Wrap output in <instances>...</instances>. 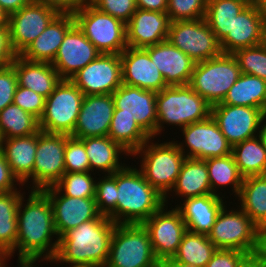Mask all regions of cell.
Masks as SVG:
<instances>
[{
    "mask_svg": "<svg viewBox=\"0 0 266 267\" xmlns=\"http://www.w3.org/2000/svg\"><path fill=\"white\" fill-rule=\"evenodd\" d=\"M233 56L242 74H251L266 80V49L262 44L239 49Z\"/></svg>",
    "mask_w": 266,
    "mask_h": 267,
    "instance_id": "7bdbcfd3",
    "label": "cell"
},
{
    "mask_svg": "<svg viewBox=\"0 0 266 267\" xmlns=\"http://www.w3.org/2000/svg\"><path fill=\"white\" fill-rule=\"evenodd\" d=\"M237 197L252 221L260 229L266 227V175L245 177Z\"/></svg>",
    "mask_w": 266,
    "mask_h": 267,
    "instance_id": "d6a6232c",
    "label": "cell"
},
{
    "mask_svg": "<svg viewBox=\"0 0 266 267\" xmlns=\"http://www.w3.org/2000/svg\"><path fill=\"white\" fill-rule=\"evenodd\" d=\"M205 161L212 194L221 196L222 193L217 191L223 186L228 187L229 185L230 188L232 187V194L237 198L244 177L240 174L233 155L229 154L222 157L209 158Z\"/></svg>",
    "mask_w": 266,
    "mask_h": 267,
    "instance_id": "d590c367",
    "label": "cell"
},
{
    "mask_svg": "<svg viewBox=\"0 0 266 267\" xmlns=\"http://www.w3.org/2000/svg\"><path fill=\"white\" fill-rule=\"evenodd\" d=\"M162 267H193V266L182 265V264H162Z\"/></svg>",
    "mask_w": 266,
    "mask_h": 267,
    "instance_id": "03108f58",
    "label": "cell"
},
{
    "mask_svg": "<svg viewBox=\"0 0 266 267\" xmlns=\"http://www.w3.org/2000/svg\"><path fill=\"white\" fill-rule=\"evenodd\" d=\"M91 173L90 171L64 173L54 187L65 196L95 198L96 177L94 178Z\"/></svg>",
    "mask_w": 266,
    "mask_h": 267,
    "instance_id": "b9f144b4",
    "label": "cell"
},
{
    "mask_svg": "<svg viewBox=\"0 0 266 267\" xmlns=\"http://www.w3.org/2000/svg\"><path fill=\"white\" fill-rule=\"evenodd\" d=\"M0 26L8 25V14L0 6Z\"/></svg>",
    "mask_w": 266,
    "mask_h": 267,
    "instance_id": "be15d7a7",
    "label": "cell"
},
{
    "mask_svg": "<svg viewBox=\"0 0 266 267\" xmlns=\"http://www.w3.org/2000/svg\"><path fill=\"white\" fill-rule=\"evenodd\" d=\"M208 0H168L166 13L171 22L205 17Z\"/></svg>",
    "mask_w": 266,
    "mask_h": 267,
    "instance_id": "ee69618b",
    "label": "cell"
},
{
    "mask_svg": "<svg viewBox=\"0 0 266 267\" xmlns=\"http://www.w3.org/2000/svg\"><path fill=\"white\" fill-rule=\"evenodd\" d=\"M39 3L51 6L57 9L60 13H74L83 4L88 2L87 0H35Z\"/></svg>",
    "mask_w": 266,
    "mask_h": 267,
    "instance_id": "f5cc1de1",
    "label": "cell"
},
{
    "mask_svg": "<svg viewBox=\"0 0 266 267\" xmlns=\"http://www.w3.org/2000/svg\"><path fill=\"white\" fill-rule=\"evenodd\" d=\"M46 98L37 94L33 90L17 85L13 104L19 106L24 111L32 114L38 120L42 117L45 109Z\"/></svg>",
    "mask_w": 266,
    "mask_h": 267,
    "instance_id": "7dc6e473",
    "label": "cell"
},
{
    "mask_svg": "<svg viewBox=\"0 0 266 267\" xmlns=\"http://www.w3.org/2000/svg\"><path fill=\"white\" fill-rule=\"evenodd\" d=\"M84 94H112L122 83L119 54H101L70 79Z\"/></svg>",
    "mask_w": 266,
    "mask_h": 267,
    "instance_id": "e0dca14e",
    "label": "cell"
},
{
    "mask_svg": "<svg viewBox=\"0 0 266 267\" xmlns=\"http://www.w3.org/2000/svg\"><path fill=\"white\" fill-rule=\"evenodd\" d=\"M64 164L65 173L90 171L89 158L81 139L68 135L64 151Z\"/></svg>",
    "mask_w": 266,
    "mask_h": 267,
    "instance_id": "f6af8a7d",
    "label": "cell"
},
{
    "mask_svg": "<svg viewBox=\"0 0 266 267\" xmlns=\"http://www.w3.org/2000/svg\"><path fill=\"white\" fill-rule=\"evenodd\" d=\"M254 6L260 14L266 19V0H255Z\"/></svg>",
    "mask_w": 266,
    "mask_h": 267,
    "instance_id": "94428289",
    "label": "cell"
},
{
    "mask_svg": "<svg viewBox=\"0 0 266 267\" xmlns=\"http://www.w3.org/2000/svg\"><path fill=\"white\" fill-rule=\"evenodd\" d=\"M68 135L38 131L33 167V190L54 186L65 173L64 151Z\"/></svg>",
    "mask_w": 266,
    "mask_h": 267,
    "instance_id": "5bb4252c",
    "label": "cell"
},
{
    "mask_svg": "<svg viewBox=\"0 0 266 267\" xmlns=\"http://www.w3.org/2000/svg\"><path fill=\"white\" fill-rule=\"evenodd\" d=\"M171 192L181 200L212 194L206 161L186 158L169 196Z\"/></svg>",
    "mask_w": 266,
    "mask_h": 267,
    "instance_id": "4dcf8cb0",
    "label": "cell"
},
{
    "mask_svg": "<svg viewBox=\"0 0 266 267\" xmlns=\"http://www.w3.org/2000/svg\"><path fill=\"white\" fill-rule=\"evenodd\" d=\"M96 180L95 202L100 215L117 224V171ZM98 181V182H97Z\"/></svg>",
    "mask_w": 266,
    "mask_h": 267,
    "instance_id": "60d3db41",
    "label": "cell"
},
{
    "mask_svg": "<svg viewBox=\"0 0 266 267\" xmlns=\"http://www.w3.org/2000/svg\"><path fill=\"white\" fill-rule=\"evenodd\" d=\"M262 45L266 49V19L264 20V24H263Z\"/></svg>",
    "mask_w": 266,
    "mask_h": 267,
    "instance_id": "e7e4bbea",
    "label": "cell"
},
{
    "mask_svg": "<svg viewBox=\"0 0 266 267\" xmlns=\"http://www.w3.org/2000/svg\"><path fill=\"white\" fill-rule=\"evenodd\" d=\"M237 1H240L246 5H254L255 3V0H237Z\"/></svg>",
    "mask_w": 266,
    "mask_h": 267,
    "instance_id": "003e7915",
    "label": "cell"
},
{
    "mask_svg": "<svg viewBox=\"0 0 266 267\" xmlns=\"http://www.w3.org/2000/svg\"><path fill=\"white\" fill-rule=\"evenodd\" d=\"M47 261V262H52L53 264V259L51 258H47V257H40V256H18V267H37V265H34L36 264V261H39V262H43V261ZM7 260L5 261L3 267H6L7 266Z\"/></svg>",
    "mask_w": 266,
    "mask_h": 267,
    "instance_id": "9f6ffc18",
    "label": "cell"
},
{
    "mask_svg": "<svg viewBox=\"0 0 266 267\" xmlns=\"http://www.w3.org/2000/svg\"><path fill=\"white\" fill-rule=\"evenodd\" d=\"M120 58L123 84L155 92L168 86L144 48L127 47Z\"/></svg>",
    "mask_w": 266,
    "mask_h": 267,
    "instance_id": "7402d4cb",
    "label": "cell"
},
{
    "mask_svg": "<svg viewBox=\"0 0 266 267\" xmlns=\"http://www.w3.org/2000/svg\"><path fill=\"white\" fill-rule=\"evenodd\" d=\"M240 267H266L264 262L257 256H249Z\"/></svg>",
    "mask_w": 266,
    "mask_h": 267,
    "instance_id": "680465c9",
    "label": "cell"
},
{
    "mask_svg": "<svg viewBox=\"0 0 266 267\" xmlns=\"http://www.w3.org/2000/svg\"><path fill=\"white\" fill-rule=\"evenodd\" d=\"M75 23L101 54H121L127 47L126 24L90 2L73 13Z\"/></svg>",
    "mask_w": 266,
    "mask_h": 267,
    "instance_id": "9c48e42d",
    "label": "cell"
},
{
    "mask_svg": "<svg viewBox=\"0 0 266 267\" xmlns=\"http://www.w3.org/2000/svg\"><path fill=\"white\" fill-rule=\"evenodd\" d=\"M211 116L234 146L259 134L266 113L254 107L216 104L211 106Z\"/></svg>",
    "mask_w": 266,
    "mask_h": 267,
    "instance_id": "2e32d148",
    "label": "cell"
},
{
    "mask_svg": "<svg viewBox=\"0 0 266 267\" xmlns=\"http://www.w3.org/2000/svg\"><path fill=\"white\" fill-rule=\"evenodd\" d=\"M217 247L209 240L207 234L187 230L176 254L163 264H182L193 267H206Z\"/></svg>",
    "mask_w": 266,
    "mask_h": 267,
    "instance_id": "1f68e13d",
    "label": "cell"
},
{
    "mask_svg": "<svg viewBox=\"0 0 266 267\" xmlns=\"http://www.w3.org/2000/svg\"><path fill=\"white\" fill-rule=\"evenodd\" d=\"M180 130L182 137L184 136V142L183 140L179 143L175 142L186 158L206 160L232 154V145L212 116L189 124Z\"/></svg>",
    "mask_w": 266,
    "mask_h": 267,
    "instance_id": "7c38bea8",
    "label": "cell"
},
{
    "mask_svg": "<svg viewBox=\"0 0 266 267\" xmlns=\"http://www.w3.org/2000/svg\"><path fill=\"white\" fill-rule=\"evenodd\" d=\"M170 208L171 210L164 204L143 223L149 233L155 256L161 264L173 258L187 231L179 210L176 207Z\"/></svg>",
    "mask_w": 266,
    "mask_h": 267,
    "instance_id": "4fadbf2b",
    "label": "cell"
},
{
    "mask_svg": "<svg viewBox=\"0 0 266 267\" xmlns=\"http://www.w3.org/2000/svg\"><path fill=\"white\" fill-rule=\"evenodd\" d=\"M258 136L262 141L263 147L266 149V116L264 118L263 125L259 131Z\"/></svg>",
    "mask_w": 266,
    "mask_h": 267,
    "instance_id": "6125c7cd",
    "label": "cell"
},
{
    "mask_svg": "<svg viewBox=\"0 0 266 267\" xmlns=\"http://www.w3.org/2000/svg\"><path fill=\"white\" fill-rule=\"evenodd\" d=\"M170 23L167 13L137 8L126 24L128 47L145 48L167 40Z\"/></svg>",
    "mask_w": 266,
    "mask_h": 267,
    "instance_id": "cb8c5ba5",
    "label": "cell"
},
{
    "mask_svg": "<svg viewBox=\"0 0 266 267\" xmlns=\"http://www.w3.org/2000/svg\"><path fill=\"white\" fill-rule=\"evenodd\" d=\"M32 1L33 0H0V6L9 15Z\"/></svg>",
    "mask_w": 266,
    "mask_h": 267,
    "instance_id": "11a10c76",
    "label": "cell"
},
{
    "mask_svg": "<svg viewBox=\"0 0 266 267\" xmlns=\"http://www.w3.org/2000/svg\"><path fill=\"white\" fill-rule=\"evenodd\" d=\"M108 136L120 144L130 155L136 152L150 137L136 123L135 118L128 114H119L114 109Z\"/></svg>",
    "mask_w": 266,
    "mask_h": 267,
    "instance_id": "8d00e7d4",
    "label": "cell"
},
{
    "mask_svg": "<svg viewBox=\"0 0 266 267\" xmlns=\"http://www.w3.org/2000/svg\"><path fill=\"white\" fill-rule=\"evenodd\" d=\"M16 185H19V187L20 185L22 186L18 179L13 175L3 151L0 149V193L18 190Z\"/></svg>",
    "mask_w": 266,
    "mask_h": 267,
    "instance_id": "816d5d0a",
    "label": "cell"
},
{
    "mask_svg": "<svg viewBox=\"0 0 266 267\" xmlns=\"http://www.w3.org/2000/svg\"><path fill=\"white\" fill-rule=\"evenodd\" d=\"M136 6L142 10L166 13L168 0H136Z\"/></svg>",
    "mask_w": 266,
    "mask_h": 267,
    "instance_id": "db71d44e",
    "label": "cell"
},
{
    "mask_svg": "<svg viewBox=\"0 0 266 267\" xmlns=\"http://www.w3.org/2000/svg\"><path fill=\"white\" fill-rule=\"evenodd\" d=\"M12 257V254L9 250L0 247V267H3L6 260H10L9 258Z\"/></svg>",
    "mask_w": 266,
    "mask_h": 267,
    "instance_id": "91938a15",
    "label": "cell"
},
{
    "mask_svg": "<svg viewBox=\"0 0 266 267\" xmlns=\"http://www.w3.org/2000/svg\"><path fill=\"white\" fill-rule=\"evenodd\" d=\"M39 130V120L15 104L0 111V140L28 136Z\"/></svg>",
    "mask_w": 266,
    "mask_h": 267,
    "instance_id": "ab89813d",
    "label": "cell"
},
{
    "mask_svg": "<svg viewBox=\"0 0 266 267\" xmlns=\"http://www.w3.org/2000/svg\"><path fill=\"white\" fill-rule=\"evenodd\" d=\"M117 189V224H143L165 204L136 165L117 171Z\"/></svg>",
    "mask_w": 266,
    "mask_h": 267,
    "instance_id": "3957f363",
    "label": "cell"
},
{
    "mask_svg": "<svg viewBox=\"0 0 266 267\" xmlns=\"http://www.w3.org/2000/svg\"><path fill=\"white\" fill-rule=\"evenodd\" d=\"M42 191L53 207L54 227L58 238L81 223L96 219L100 214L95 198H79L62 195L54 186Z\"/></svg>",
    "mask_w": 266,
    "mask_h": 267,
    "instance_id": "d6986e66",
    "label": "cell"
},
{
    "mask_svg": "<svg viewBox=\"0 0 266 267\" xmlns=\"http://www.w3.org/2000/svg\"><path fill=\"white\" fill-rule=\"evenodd\" d=\"M94 7L127 24L137 10L136 0H90Z\"/></svg>",
    "mask_w": 266,
    "mask_h": 267,
    "instance_id": "bcb514c9",
    "label": "cell"
},
{
    "mask_svg": "<svg viewBox=\"0 0 266 267\" xmlns=\"http://www.w3.org/2000/svg\"><path fill=\"white\" fill-rule=\"evenodd\" d=\"M84 94L69 79H61L46 98L39 119V129L47 133L72 135L82 106Z\"/></svg>",
    "mask_w": 266,
    "mask_h": 267,
    "instance_id": "30bf717a",
    "label": "cell"
},
{
    "mask_svg": "<svg viewBox=\"0 0 266 267\" xmlns=\"http://www.w3.org/2000/svg\"><path fill=\"white\" fill-rule=\"evenodd\" d=\"M247 5L237 0H208L205 21L221 42L232 30L234 18Z\"/></svg>",
    "mask_w": 266,
    "mask_h": 267,
    "instance_id": "74e56055",
    "label": "cell"
},
{
    "mask_svg": "<svg viewBox=\"0 0 266 267\" xmlns=\"http://www.w3.org/2000/svg\"><path fill=\"white\" fill-rule=\"evenodd\" d=\"M30 191L27 202L24 195L19 200L17 211V255L53 259L57 252L59 238L54 227L52 204L42 190ZM54 236L56 240L53 242Z\"/></svg>",
    "mask_w": 266,
    "mask_h": 267,
    "instance_id": "6da1fadb",
    "label": "cell"
},
{
    "mask_svg": "<svg viewBox=\"0 0 266 267\" xmlns=\"http://www.w3.org/2000/svg\"><path fill=\"white\" fill-rule=\"evenodd\" d=\"M257 256L266 265V227L260 229L259 250Z\"/></svg>",
    "mask_w": 266,
    "mask_h": 267,
    "instance_id": "6f0895ef",
    "label": "cell"
},
{
    "mask_svg": "<svg viewBox=\"0 0 266 267\" xmlns=\"http://www.w3.org/2000/svg\"><path fill=\"white\" fill-rule=\"evenodd\" d=\"M232 155L244 178L266 175V149L258 135L232 146Z\"/></svg>",
    "mask_w": 266,
    "mask_h": 267,
    "instance_id": "e575fe53",
    "label": "cell"
},
{
    "mask_svg": "<svg viewBox=\"0 0 266 267\" xmlns=\"http://www.w3.org/2000/svg\"><path fill=\"white\" fill-rule=\"evenodd\" d=\"M74 24L73 13H59L19 56L27 61L52 63L64 36Z\"/></svg>",
    "mask_w": 266,
    "mask_h": 267,
    "instance_id": "484cf974",
    "label": "cell"
},
{
    "mask_svg": "<svg viewBox=\"0 0 266 267\" xmlns=\"http://www.w3.org/2000/svg\"><path fill=\"white\" fill-rule=\"evenodd\" d=\"M157 135L165 131L164 124L182 129L211 116V105L187 85L167 86L157 92Z\"/></svg>",
    "mask_w": 266,
    "mask_h": 267,
    "instance_id": "277c9868",
    "label": "cell"
},
{
    "mask_svg": "<svg viewBox=\"0 0 266 267\" xmlns=\"http://www.w3.org/2000/svg\"><path fill=\"white\" fill-rule=\"evenodd\" d=\"M21 190L0 193V247L9 250L13 256L17 240V211Z\"/></svg>",
    "mask_w": 266,
    "mask_h": 267,
    "instance_id": "f35d334b",
    "label": "cell"
},
{
    "mask_svg": "<svg viewBox=\"0 0 266 267\" xmlns=\"http://www.w3.org/2000/svg\"><path fill=\"white\" fill-rule=\"evenodd\" d=\"M168 86L187 85L191 81L194 61L168 40L144 48Z\"/></svg>",
    "mask_w": 266,
    "mask_h": 267,
    "instance_id": "603a6c76",
    "label": "cell"
},
{
    "mask_svg": "<svg viewBox=\"0 0 266 267\" xmlns=\"http://www.w3.org/2000/svg\"><path fill=\"white\" fill-rule=\"evenodd\" d=\"M114 109L112 94L84 96L78 120L71 136L79 139L108 136Z\"/></svg>",
    "mask_w": 266,
    "mask_h": 267,
    "instance_id": "44dd1931",
    "label": "cell"
},
{
    "mask_svg": "<svg viewBox=\"0 0 266 267\" xmlns=\"http://www.w3.org/2000/svg\"><path fill=\"white\" fill-rule=\"evenodd\" d=\"M224 205L218 213L209 240L217 249L238 250L249 256L257 255L259 250L260 228L240 208L229 211ZM234 209V210H233Z\"/></svg>",
    "mask_w": 266,
    "mask_h": 267,
    "instance_id": "52a82bcc",
    "label": "cell"
},
{
    "mask_svg": "<svg viewBox=\"0 0 266 267\" xmlns=\"http://www.w3.org/2000/svg\"><path fill=\"white\" fill-rule=\"evenodd\" d=\"M115 225L108 217L99 215L68 230L59 238L53 263H66L69 267H105Z\"/></svg>",
    "mask_w": 266,
    "mask_h": 267,
    "instance_id": "7a4b0ae2",
    "label": "cell"
},
{
    "mask_svg": "<svg viewBox=\"0 0 266 267\" xmlns=\"http://www.w3.org/2000/svg\"><path fill=\"white\" fill-rule=\"evenodd\" d=\"M112 96L119 114L134 117L136 123L150 138L156 137L157 92L122 84Z\"/></svg>",
    "mask_w": 266,
    "mask_h": 267,
    "instance_id": "ac0fdd59",
    "label": "cell"
},
{
    "mask_svg": "<svg viewBox=\"0 0 266 267\" xmlns=\"http://www.w3.org/2000/svg\"><path fill=\"white\" fill-rule=\"evenodd\" d=\"M154 139L150 138L131 156L142 157L139 170L146 181L165 197V204H168V194L177 181L186 156L175 141H162L159 144L153 143Z\"/></svg>",
    "mask_w": 266,
    "mask_h": 267,
    "instance_id": "5b68a950",
    "label": "cell"
},
{
    "mask_svg": "<svg viewBox=\"0 0 266 267\" xmlns=\"http://www.w3.org/2000/svg\"><path fill=\"white\" fill-rule=\"evenodd\" d=\"M17 85V76L12 65L0 69V111L6 106L13 104Z\"/></svg>",
    "mask_w": 266,
    "mask_h": 267,
    "instance_id": "c3c4849f",
    "label": "cell"
},
{
    "mask_svg": "<svg viewBox=\"0 0 266 267\" xmlns=\"http://www.w3.org/2000/svg\"><path fill=\"white\" fill-rule=\"evenodd\" d=\"M167 40L194 63L222 54L220 42L204 18L171 22Z\"/></svg>",
    "mask_w": 266,
    "mask_h": 267,
    "instance_id": "8fae6325",
    "label": "cell"
},
{
    "mask_svg": "<svg viewBox=\"0 0 266 267\" xmlns=\"http://www.w3.org/2000/svg\"><path fill=\"white\" fill-rule=\"evenodd\" d=\"M219 104L254 107L266 113V80L241 73Z\"/></svg>",
    "mask_w": 266,
    "mask_h": 267,
    "instance_id": "836d02e7",
    "label": "cell"
},
{
    "mask_svg": "<svg viewBox=\"0 0 266 267\" xmlns=\"http://www.w3.org/2000/svg\"><path fill=\"white\" fill-rule=\"evenodd\" d=\"M101 55L75 23L64 36L51 63L61 79H71L80 69Z\"/></svg>",
    "mask_w": 266,
    "mask_h": 267,
    "instance_id": "ffe728a7",
    "label": "cell"
},
{
    "mask_svg": "<svg viewBox=\"0 0 266 267\" xmlns=\"http://www.w3.org/2000/svg\"><path fill=\"white\" fill-rule=\"evenodd\" d=\"M19 86L29 88L47 98L61 81L58 72L48 62L27 61L19 55L12 63Z\"/></svg>",
    "mask_w": 266,
    "mask_h": 267,
    "instance_id": "f1b7e54d",
    "label": "cell"
},
{
    "mask_svg": "<svg viewBox=\"0 0 266 267\" xmlns=\"http://www.w3.org/2000/svg\"><path fill=\"white\" fill-rule=\"evenodd\" d=\"M17 56L11 45L9 26H0V69L11 66Z\"/></svg>",
    "mask_w": 266,
    "mask_h": 267,
    "instance_id": "f907efd6",
    "label": "cell"
},
{
    "mask_svg": "<svg viewBox=\"0 0 266 267\" xmlns=\"http://www.w3.org/2000/svg\"><path fill=\"white\" fill-rule=\"evenodd\" d=\"M81 140L84 142L86 154L89 158L90 172H93V174L94 170L101 171L104 175L113 174L126 166L125 163L122 164L120 157L122 158L123 154L128 157L131 156L109 136L87 137Z\"/></svg>",
    "mask_w": 266,
    "mask_h": 267,
    "instance_id": "f546056e",
    "label": "cell"
},
{
    "mask_svg": "<svg viewBox=\"0 0 266 267\" xmlns=\"http://www.w3.org/2000/svg\"><path fill=\"white\" fill-rule=\"evenodd\" d=\"M84 267H103V266H84Z\"/></svg>",
    "mask_w": 266,
    "mask_h": 267,
    "instance_id": "a7ac6f4b",
    "label": "cell"
},
{
    "mask_svg": "<svg viewBox=\"0 0 266 267\" xmlns=\"http://www.w3.org/2000/svg\"><path fill=\"white\" fill-rule=\"evenodd\" d=\"M222 197L214 194L187 198L175 207L181 213L187 230L207 234L212 230L216 217L226 204Z\"/></svg>",
    "mask_w": 266,
    "mask_h": 267,
    "instance_id": "83f0119b",
    "label": "cell"
},
{
    "mask_svg": "<svg viewBox=\"0 0 266 267\" xmlns=\"http://www.w3.org/2000/svg\"><path fill=\"white\" fill-rule=\"evenodd\" d=\"M265 18L254 5H247L233 20L232 30L220 42L222 53L235 51L262 44Z\"/></svg>",
    "mask_w": 266,
    "mask_h": 267,
    "instance_id": "d4e9b609",
    "label": "cell"
},
{
    "mask_svg": "<svg viewBox=\"0 0 266 267\" xmlns=\"http://www.w3.org/2000/svg\"><path fill=\"white\" fill-rule=\"evenodd\" d=\"M241 74L233 54L195 63L189 85L211 106L222 103L229 89Z\"/></svg>",
    "mask_w": 266,
    "mask_h": 267,
    "instance_id": "ba28073f",
    "label": "cell"
},
{
    "mask_svg": "<svg viewBox=\"0 0 266 267\" xmlns=\"http://www.w3.org/2000/svg\"><path fill=\"white\" fill-rule=\"evenodd\" d=\"M248 257L238 250L217 249L206 267H240Z\"/></svg>",
    "mask_w": 266,
    "mask_h": 267,
    "instance_id": "681fc988",
    "label": "cell"
},
{
    "mask_svg": "<svg viewBox=\"0 0 266 267\" xmlns=\"http://www.w3.org/2000/svg\"><path fill=\"white\" fill-rule=\"evenodd\" d=\"M105 267H162L143 224H116Z\"/></svg>",
    "mask_w": 266,
    "mask_h": 267,
    "instance_id": "8992f818",
    "label": "cell"
},
{
    "mask_svg": "<svg viewBox=\"0 0 266 267\" xmlns=\"http://www.w3.org/2000/svg\"><path fill=\"white\" fill-rule=\"evenodd\" d=\"M60 12L33 0L8 15L11 45L20 55L52 22Z\"/></svg>",
    "mask_w": 266,
    "mask_h": 267,
    "instance_id": "9a60e30c",
    "label": "cell"
},
{
    "mask_svg": "<svg viewBox=\"0 0 266 267\" xmlns=\"http://www.w3.org/2000/svg\"><path fill=\"white\" fill-rule=\"evenodd\" d=\"M38 132L28 136L0 140V149L10 166L13 175L24 186L29 180L33 190V167L37 149ZM31 178V179H30ZM32 185V187H31Z\"/></svg>",
    "mask_w": 266,
    "mask_h": 267,
    "instance_id": "4316f807",
    "label": "cell"
}]
</instances>
